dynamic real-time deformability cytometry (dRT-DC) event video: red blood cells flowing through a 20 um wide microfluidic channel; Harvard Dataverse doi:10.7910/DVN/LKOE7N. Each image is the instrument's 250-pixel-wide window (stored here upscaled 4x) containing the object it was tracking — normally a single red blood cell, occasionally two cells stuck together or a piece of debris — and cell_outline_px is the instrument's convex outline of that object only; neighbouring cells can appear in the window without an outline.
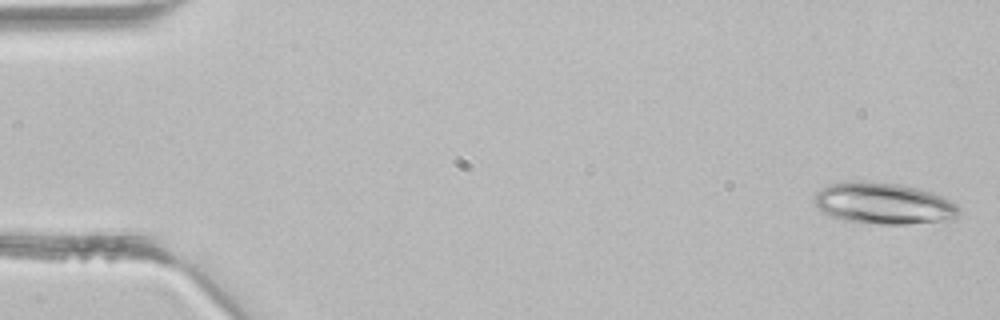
{"species": "common noctule bat (a hibernating species)", "species_latin": "Nyctalus noctula", "temperature_condition": "room temperature", "stored_images_in_passage": 42, "camera_frame_rate_fps": 3000, "um_per_image_px": 0.085, "animal": {"sex": "male", "body_mass_g": 21.5, "forearm_length_mm": 52.0}, "frame": {"image": 1, "passage_image": 1, "time_ms": 0.0, "image_size_px": [1000, 320], "cell_outline_px": [[960, 212], [952, 220], [908, 224], [880, 224], [844, 220], [820, 212], [816, 208], [816, 192], [820, 188], [828, 184], [848, 180], [864, 180], [900, 184], [932, 192], [956, 204], [960, 208]], "centroid_in_image_um": [75.07, 17.28], "position_along_channel_um": 9.9, "area_um2": 35.2}}
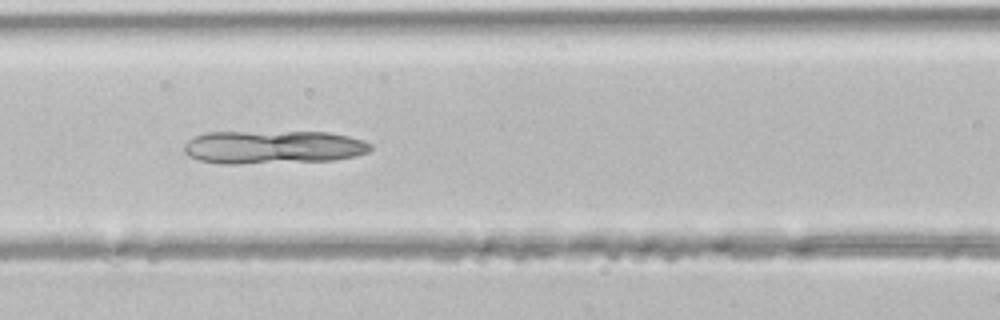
{"frame": {"image": 2, "passage_image": 18, "time_ms": 5.667, "image_size_px": [1000, 320], "cell_outline_px": [[372, 148], [368, 152], [356, 156], [336, 160], [236, 164], [224, 164], [200, 160], [188, 156], [184, 152], [184, 144], [188, 140], [196, 136], [208, 132], [328, 132], [348, 136], [372, 144]], "centroid_in_image_um": [23.22, 12.51], "position_along_channel_um": 143.4, "area_um2": 36.24}}
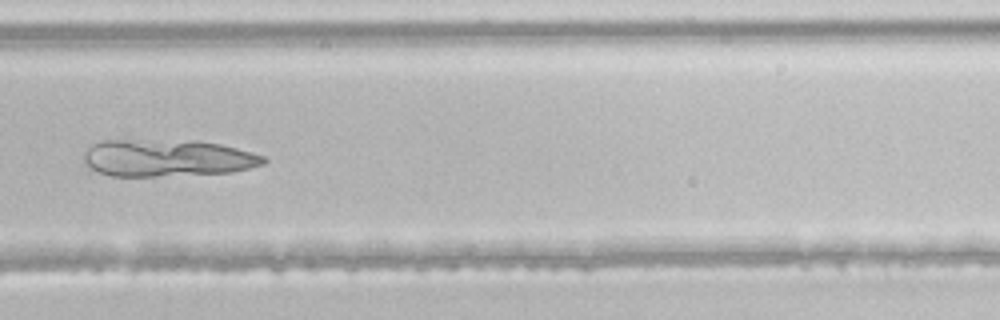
{"frame": {"image": 3, "passage_image": 29, "time_ms": 9.333, "image_size_px": [1000, 320], "cell_outline_px": [[268, 160], [264, 164], [232, 172], [152, 176], [112, 176], [100, 172], [84, 164], [84, 152], [92, 144], [100, 140], [120, 140], [220, 144], [252, 152], [264, 156]], "centroid_in_image_um": [14.18, 13.45], "position_along_channel_um": 315.6, "area_um2": 37.74}}